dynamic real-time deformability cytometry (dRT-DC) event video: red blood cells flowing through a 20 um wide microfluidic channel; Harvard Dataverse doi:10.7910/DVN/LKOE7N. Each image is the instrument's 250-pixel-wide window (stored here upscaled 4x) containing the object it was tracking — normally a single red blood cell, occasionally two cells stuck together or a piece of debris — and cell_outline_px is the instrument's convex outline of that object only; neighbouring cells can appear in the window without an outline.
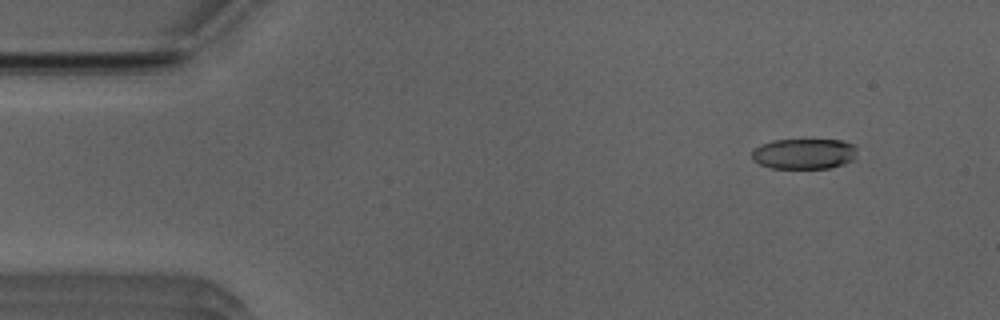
{"species": "Egyptian fruit bat (a non-hibernating species)", "species_latin": "Rousettus aegyptiacus", "temperature_condition": "room temperature", "stored_images_in_passage": 52, "camera_frame_rate_fps": 3000, "um_per_image_px": 0.085, "animal": {"sex": "male"}, "frame": {"image": 1, "passage_image": 5, "time_ms": 1.333, "image_size_px": [1000, 320], "cell_outline_px": [[856, 156], [852, 160], [844, 164], [828, 168], [772, 168], [760, 164], [752, 160], [752, 152], [760, 144], [772, 140], [844, 140], [852, 144], [856, 148]], "centroid_in_image_um": [68.35, 13.07], "position_along_channel_um": 16.7, "area_um2": 18.73}}
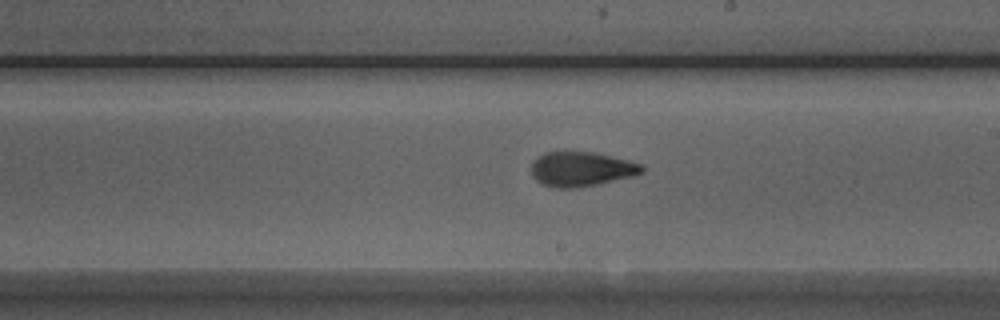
{"frame": {"image": 2, "passage_image": 29, "time_ms": 9.333, "image_size_px": [1000, 320], "cell_outline_px": [[644, 172], [636, 176], [600, 184], [576, 188], [556, 188], [544, 184], [536, 180], [532, 176], [532, 160], [544, 152], [592, 152], [640, 164], [644, 168]], "centroid_in_image_um": [49.4, 14.39], "position_along_channel_um": 239.6, "area_um2": 22.25}}
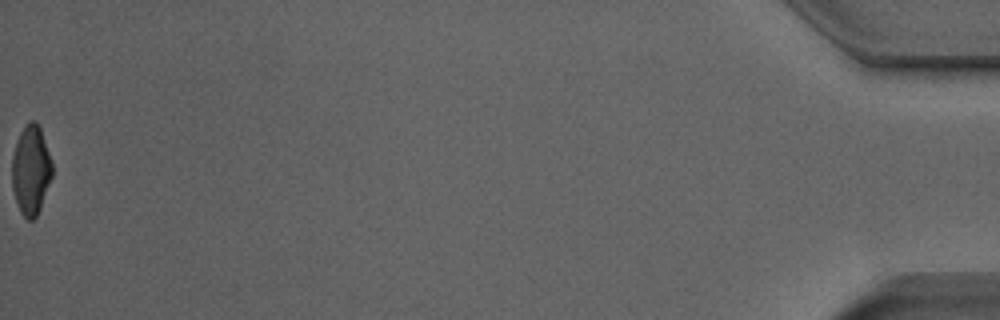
{"frame": {"image": 3, "passage_image": 52, "time_ms": 17.0, "image_size_px": [1000, 320], "cell_outline_px": [[52, 176], [40, 208], [36, 216], [32, 220], [28, 220], [20, 212], [12, 188], [12, 156], [16, 140], [20, 132], [28, 120], [36, 120], [40, 128], [52, 160]], "centroid_in_image_um": [2.62, 14.42], "position_along_channel_um": 432.6, "area_um2": 20.98}, "authors_computed_cell_mechanics": {"area_um2": 21.6172, "velocity_mm_per_s": 3.9506, "shape_relaxation_time_tau1_ms": 4.6693, "shape_relaxation_time_tau2_ms": 1.9076, "deformation_change_tau1": 0.161, "deformation_change_tau2": 0.0941}}